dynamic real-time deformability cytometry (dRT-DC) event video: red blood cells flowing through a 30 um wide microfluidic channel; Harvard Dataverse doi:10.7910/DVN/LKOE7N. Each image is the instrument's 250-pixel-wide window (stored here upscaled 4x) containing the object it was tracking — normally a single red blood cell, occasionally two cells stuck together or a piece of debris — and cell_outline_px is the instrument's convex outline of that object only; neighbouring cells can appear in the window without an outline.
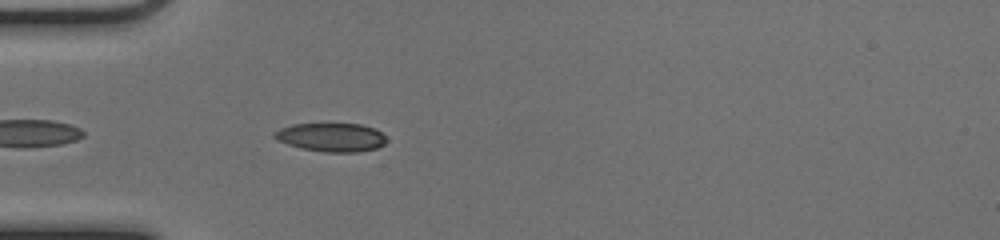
{"species": "common noctule bat (a hibernating species)", "species_latin": "Nyctalus noctula", "temperature_condition": "cold", "stored_images_in_passage": 35, "camera_frame_rate_fps": 3000, "um_per_image_px": 0.085, "animal": {"sex": "female", "body_mass_g": 17.0, "forearm_length_mm": 48.0}, "frame": {"image": 1, "passage_image": 3, "time_ms": 0.667, "image_size_px": [1000, 240], "cell_outline_px": [[388, 140], [384, 144], [376, 148], [356, 152], [324, 152], [304, 148], [288, 144], [276, 140], [272, 136], [280, 128], [292, 124], [360, 124], [372, 128], [380, 132]], "centroid_in_image_um": [28.15, 11.67], "position_along_channel_um": 56.8, "area_um2": 18.44}}
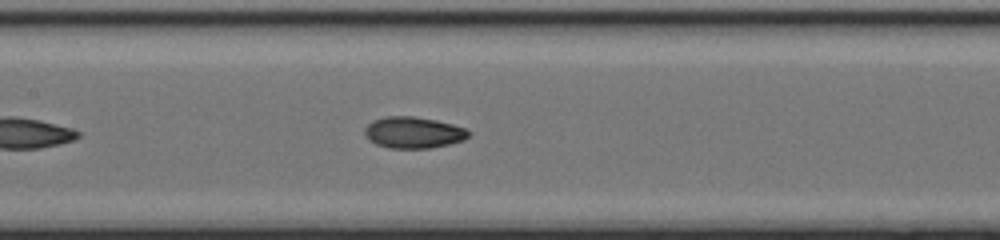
{"frame": {"image": 2, "passage_image": 12, "time_ms": 3.667, "image_size_px": [1000, 240], "cell_outline_px": [[472, 132], [464, 140], [448, 144], [428, 148], [388, 148], [376, 144], [368, 140], [364, 136], [364, 128], [372, 120], [384, 116], [412, 116], [436, 120], [452, 124], [464, 128]], "centroid_in_image_um": [35.09, 11.26], "position_along_channel_um": 172.3, "area_um2": 19.13}}
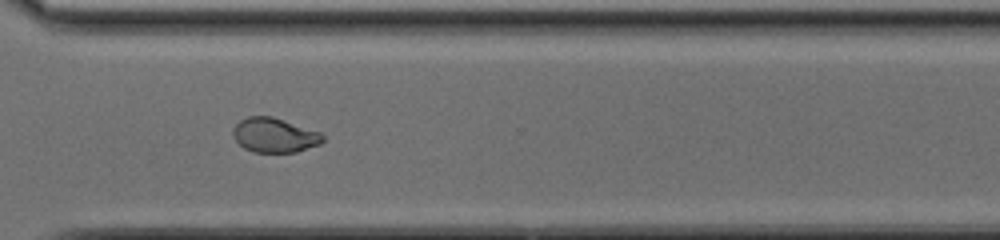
{"frame": {"image": 3, "passage_image": 25, "time_ms": 8.0, "image_size_px": [1000, 240], "cell_outline_px": [[324, 140], [320, 144], [296, 152], [252, 152], [244, 148], [232, 136], [232, 128], [240, 120], [248, 116], [272, 116], [320, 132], [324, 136]], "centroid_in_image_um": [23.31, 11.49], "position_along_channel_um": 347.3, "area_um2": 18.09}, "authors_computed_cell_mechanics": {"area_um2": 18.9584, "velocity_mm_per_s": 4.0534, "shape_relaxation_time_tau1_ms": 4.6008, "shape_relaxation_time_tau2_ms": 1.7654, "deformation_change_tau1": 0.1602, "deformation_change_tau2": 0.0472}}